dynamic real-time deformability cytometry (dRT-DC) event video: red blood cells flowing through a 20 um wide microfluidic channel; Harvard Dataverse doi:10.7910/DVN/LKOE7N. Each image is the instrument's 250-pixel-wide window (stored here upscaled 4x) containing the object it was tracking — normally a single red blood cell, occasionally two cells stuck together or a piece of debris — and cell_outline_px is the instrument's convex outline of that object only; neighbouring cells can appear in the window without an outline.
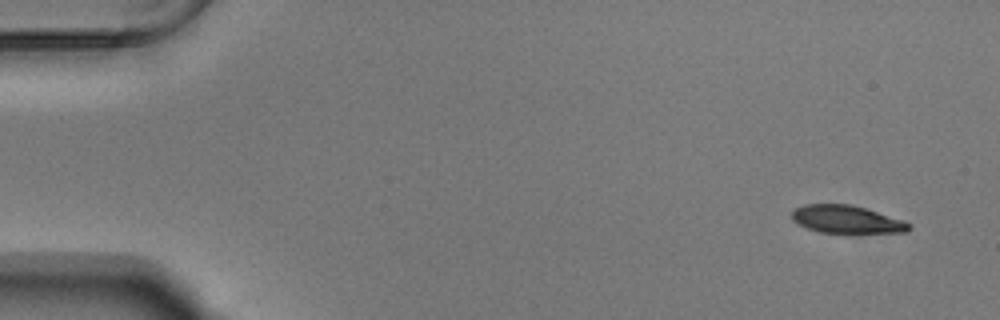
{"species": "Egyptian fruit bat (a non-hibernating species)", "species_latin": "Rousettus aegyptiacus", "temperature_condition": "warm", "stored_images_in_passage": 14, "camera_frame_rate_fps": 3000, "um_per_image_px": 0.085, "animal": {"sex": "male"}, "frame": {"image": 1, "passage_image": 1, "time_ms": 0.0, "image_size_px": [1000, 320], "cell_outline_px": [[912, 228], [908, 232], [820, 232], [796, 224], [792, 220], [792, 212], [796, 208], [804, 204], [852, 204], [868, 208], [904, 220], [912, 224]], "centroid_in_image_um": [71.99, 18.63], "position_along_channel_um": 13.0, "area_um2": 19.07}}
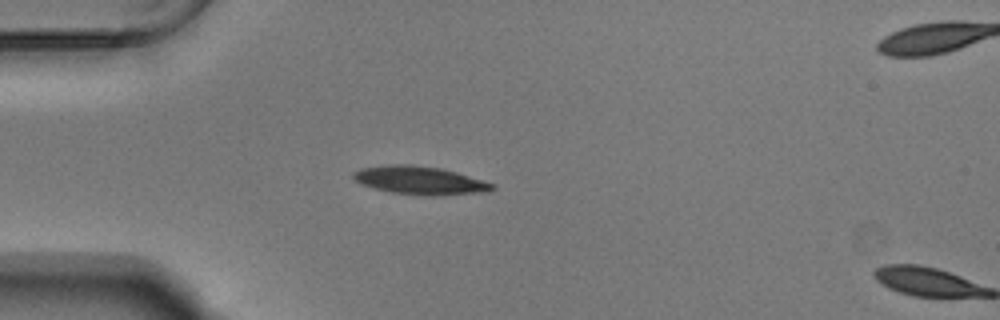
{"frame": {"image": 2, "passage_image": 13, "time_ms": 4.0, "image_size_px": [1000, 320], "cell_outline_px": [[496, 188], [488, 192], [444, 196], [424, 196], [392, 192], [360, 184], [352, 176], [352, 172], [360, 168], [392, 164], [408, 164], [440, 168], [456, 172], [496, 184]], "centroid_in_image_um": [35.74, 15.35], "position_along_channel_um": 49.3, "area_um2": 23.06}}